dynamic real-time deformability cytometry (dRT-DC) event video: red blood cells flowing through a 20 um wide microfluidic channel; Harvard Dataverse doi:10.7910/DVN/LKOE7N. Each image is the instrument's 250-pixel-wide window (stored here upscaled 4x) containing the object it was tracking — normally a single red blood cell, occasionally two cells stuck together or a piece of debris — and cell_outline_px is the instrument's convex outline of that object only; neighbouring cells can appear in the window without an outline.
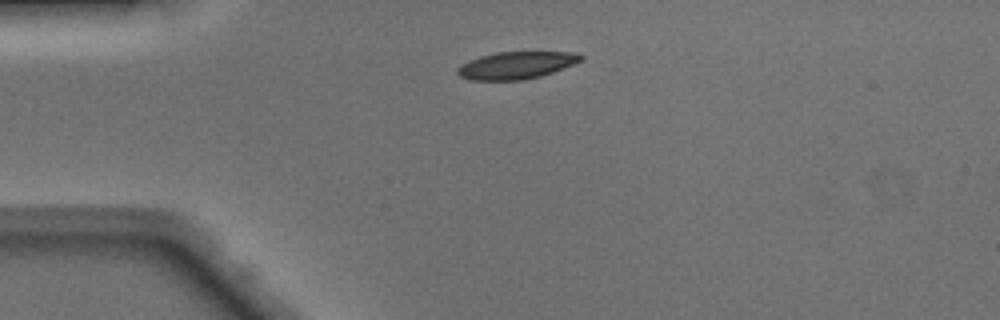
{"species": "Egyptian fruit bat (a non-hibernating species)", "species_latin": "Rousettus aegyptiacus", "temperature_condition": "warm", "stored_images_in_passage": 38, "camera_frame_rate_fps": 3000, "um_per_image_px": 0.085, "animal": {"sex": "male"}, "frame": {"image": 1, "passage_image": 1, "time_ms": 0.0, "image_size_px": [1000, 320], "cell_outline_px": [[584, 60], [552, 72], [540, 76], [524, 80], [472, 80], [460, 76], [456, 72], [456, 68], [460, 64], [468, 60], [480, 56], [496, 52], [572, 52], [584, 56]], "centroid_in_image_um": [43.85, 5.54], "position_along_channel_um": 41.1, "area_um2": 19.65}}
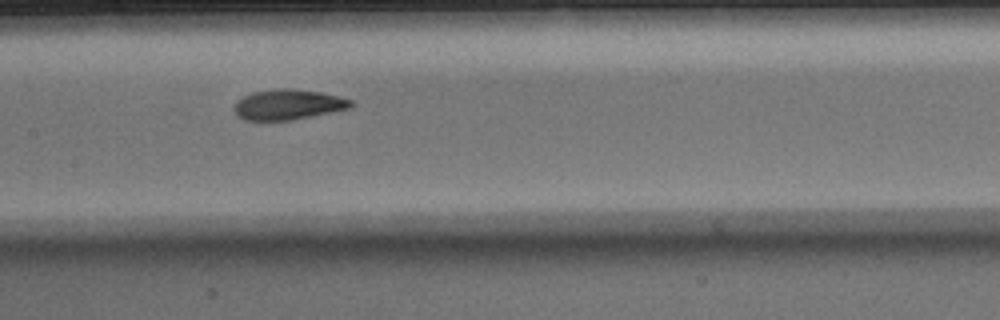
{"frame": {"image": 2, "passage_image": 13, "time_ms": 4.0, "image_size_px": [1000, 320], "cell_outline_px": [[352, 108], [288, 120], [244, 120], [236, 116], [232, 108], [236, 100], [252, 92], [276, 88], [288, 88], [320, 92], [352, 100]], "centroid_in_image_um": [24.41, 8.88], "position_along_channel_um": 183.0, "area_um2": 20.58}}
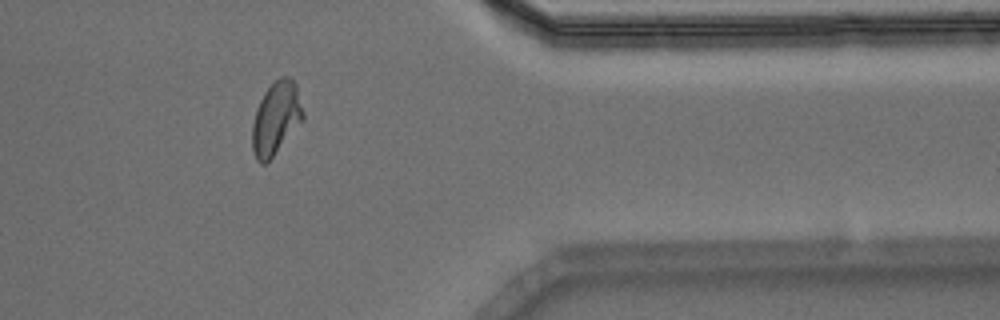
{"frame": {"image": 3, "passage_image": 29, "time_ms": 9.333, "image_size_px": [1000, 320], "cell_outline_px": [[304, 116], [272, 156], [264, 164], [260, 164], [256, 160], [252, 148], [252, 124], [256, 108], [264, 92], [280, 76], [288, 76], [296, 84], [304, 112]], "centroid_in_image_um": [23.43, 10.02], "position_along_channel_um": 388.0, "area_um2": 21.04}, "authors_computed_cell_mechanics": {"area_um2": 20.9525, "velocity_mm_per_s": 4.1694, "shape_relaxation_time_tau1_ms": 4.4722, "shape_relaxation_time_tau2_ms": 1.0385, "deformation_change_tau1": 0.1964, "deformation_change_tau2": 0.0723}}